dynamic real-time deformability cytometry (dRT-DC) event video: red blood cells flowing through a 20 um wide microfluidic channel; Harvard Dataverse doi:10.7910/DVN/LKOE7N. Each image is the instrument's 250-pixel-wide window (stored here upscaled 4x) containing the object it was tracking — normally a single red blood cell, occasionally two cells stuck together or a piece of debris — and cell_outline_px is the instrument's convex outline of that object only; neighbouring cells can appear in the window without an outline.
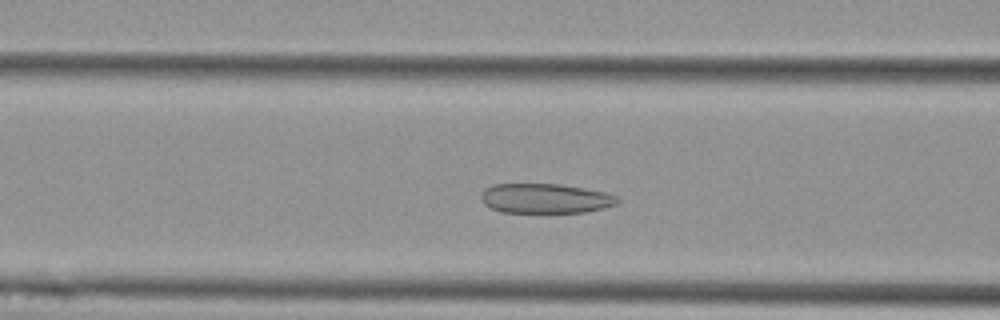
{"species": "Egyptian fruit bat (a non-hibernating species)", "species_latin": "Rousettus aegyptiacus", "temperature_condition": "cold", "stored_images_in_passage": 50, "camera_frame_rate_fps": 3000, "um_per_image_px": 0.085, "animal": {"sex": "female"}, "frame": {"image": 1, "passage_image": 16, "time_ms": 5.0, "image_size_px": [1000, 320], "cell_outline_px": [[620, 200], [616, 204], [604, 208], [588, 212], [500, 212], [484, 204], [480, 196], [484, 188], [492, 184], [560, 184], [584, 188], [604, 192], [616, 196]], "centroid_in_image_um": [46.33, 16.86], "position_along_channel_um": 120.3, "area_um2": 23.64}}
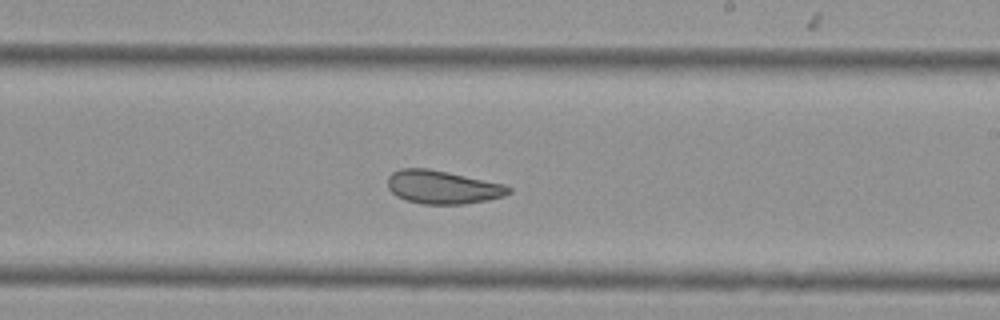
{"frame": {"image": 2, "passage_image": 27, "time_ms": 8.667, "image_size_px": [1000, 320], "cell_outline_px": [[512, 192], [504, 196], [464, 204], [424, 204], [404, 200], [396, 196], [388, 188], [388, 176], [392, 172], [400, 168], [428, 168], [448, 172], [504, 184], [512, 188]], "centroid_in_image_um": [37.6, 15.9], "position_along_channel_um": 251.4, "area_um2": 23.52}}
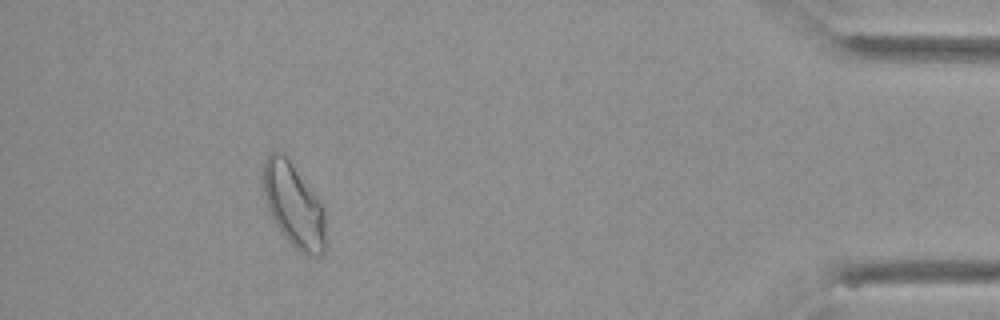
{"frame": {"image": 3, "passage_image": 45, "time_ms": 14.667, "image_size_px": [1000, 320], "cell_outline_px": [[328, 244], [324, 252], [320, 256], [304, 256], [284, 236], [276, 224], [268, 208], [264, 196], [264, 160], [272, 152], [284, 152], [324, 204]], "centroid_in_image_um": [25.05, 17.49], "position_along_channel_um": 410.1, "area_um2": 31.15}, "authors_computed_cell_mechanics": {"area_um2": 26.6169, "velocity_mm_per_s": 3.5922, "shape_relaxation_time_tau1_ms": 6.2481, "shape_relaxation_time_tau2_ms": 1.7707, "deformation_change_tau1": 0.1256, "deformation_change_tau2": 0.0853}}